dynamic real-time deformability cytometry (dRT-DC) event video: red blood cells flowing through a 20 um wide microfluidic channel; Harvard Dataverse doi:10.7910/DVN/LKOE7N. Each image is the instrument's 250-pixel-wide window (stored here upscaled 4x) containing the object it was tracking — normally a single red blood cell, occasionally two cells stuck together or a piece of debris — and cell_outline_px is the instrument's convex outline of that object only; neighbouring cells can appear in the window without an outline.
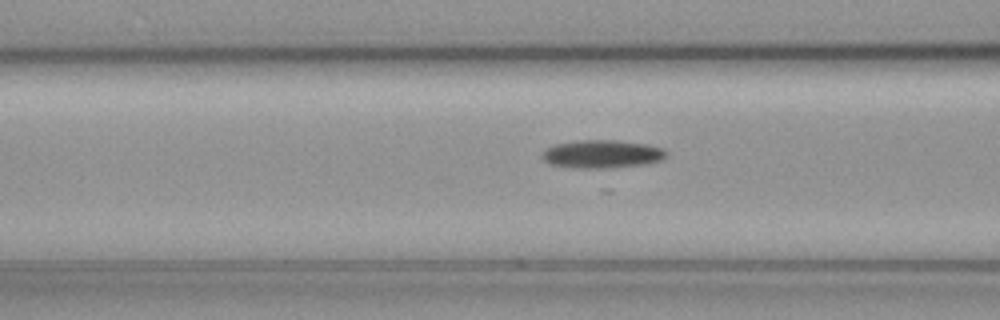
{"species": "common noctule bat (a hibernating species)", "species_latin": "Nyctalus noctula", "temperature_condition": "cold", "stored_images_in_passage": 8, "camera_frame_rate_fps": 3000, "um_per_image_px": 0.085, "animal": {"sex": "female", "body_mass_g": 19.3, "forearm_length_mm": 54.1}, "frame": {"image": 1, "passage_image": 5, "time_ms": 1.333, "image_size_px": [1000, 320], "cell_outline_px": [[664, 156], [660, 160], [648, 164], [612, 168], [580, 168], [548, 164], [540, 156], [552, 144], [580, 140], [612, 140], [644, 144], [660, 148], [664, 152]], "centroid_in_image_um": [51.1, 13.1], "position_along_channel_um": 115.5, "area_um2": 20.11}}